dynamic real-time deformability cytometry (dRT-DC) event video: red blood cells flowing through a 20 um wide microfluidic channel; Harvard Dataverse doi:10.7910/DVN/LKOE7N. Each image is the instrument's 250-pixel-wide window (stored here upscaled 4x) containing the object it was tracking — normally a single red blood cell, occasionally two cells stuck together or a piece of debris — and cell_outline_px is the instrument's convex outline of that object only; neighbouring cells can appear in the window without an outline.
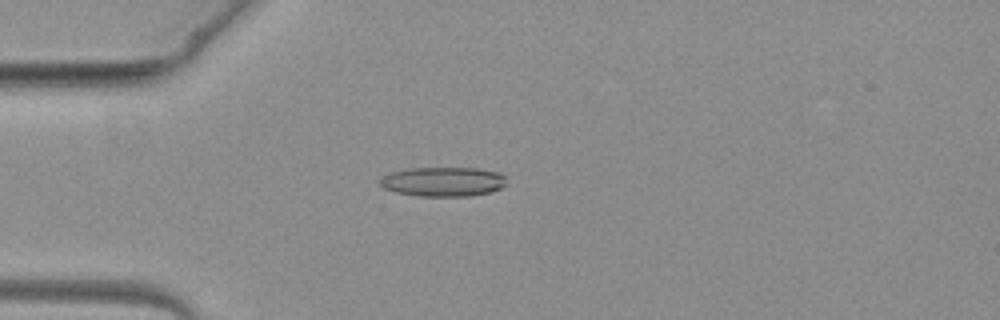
{"species": "common noctule bat (a hibernating species)", "species_latin": "Nyctalus noctula", "temperature_condition": "warm", "stored_images_in_passage": 3, "camera_frame_rate_fps": 3000, "um_per_image_px": 0.085, "animal": {"sex": "female", "body_mass_g": 19.3, "forearm_length_mm": 54.1}, "frame": {"image": 1, "passage_image": 3, "time_ms": 2.333, "image_size_px": [1000, 320], "cell_outline_px": [[508, 184], [492, 192], [472, 196], [420, 196], [396, 192], [384, 188], [380, 184], [380, 180], [388, 172], [408, 168], [476, 168], [500, 172], [504, 176]], "centroid_in_image_um": [37.7, 15.44], "position_along_channel_um": 47.3, "area_um2": 21.91}}